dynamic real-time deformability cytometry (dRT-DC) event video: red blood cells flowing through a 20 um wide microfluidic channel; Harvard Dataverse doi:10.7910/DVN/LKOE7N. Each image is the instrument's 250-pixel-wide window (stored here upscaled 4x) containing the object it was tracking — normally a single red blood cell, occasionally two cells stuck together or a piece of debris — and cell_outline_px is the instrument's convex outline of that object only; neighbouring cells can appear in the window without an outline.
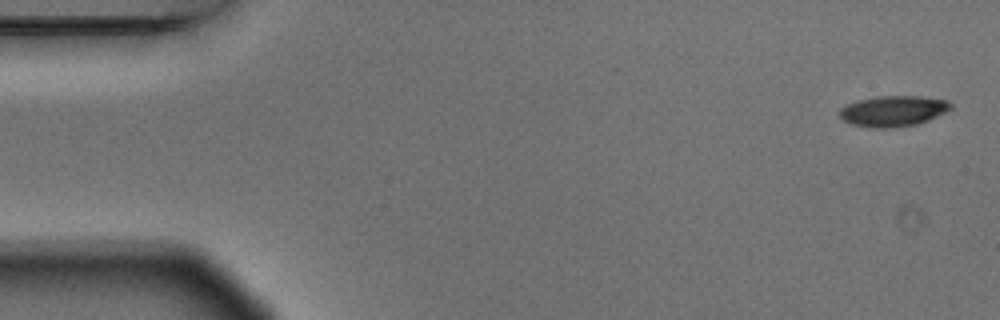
{"species": "Egyptian fruit bat (a non-hibernating species)", "species_latin": "Rousettus aegyptiacus", "temperature_condition": "warm", "stored_images_in_passage": 5, "camera_frame_rate_fps": 3000, "um_per_image_px": 0.085, "animal": {"sex": "male"}, "frame": {"image": 1, "passage_image": 1, "time_ms": 0.0, "image_size_px": [1000, 320], "cell_outline_px": [[952, 108], [928, 120], [916, 124], [892, 128], [872, 128], [852, 124], [844, 120], [840, 116], [840, 108], [856, 100], [876, 96], [920, 96], [948, 100], [952, 104]], "centroid_in_image_um": [75.92, 9.43], "position_along_channel_um": 9.1, "area_um2": 19.88}}
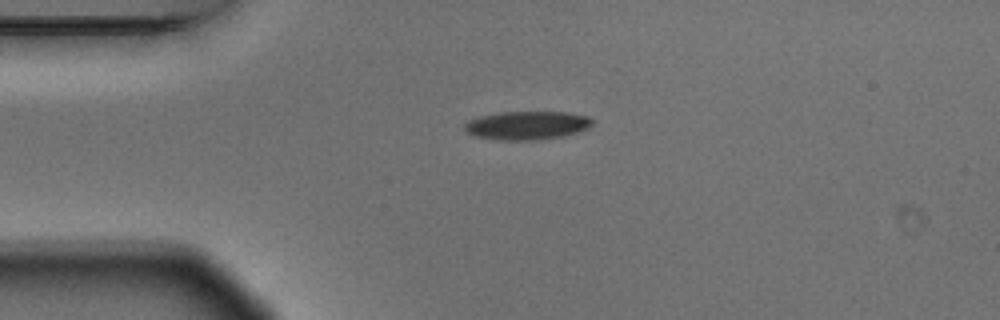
{"frame": {"image": 2, "passage_image": 4, "time_ms": 1.0, "image_size_px": [1000, 320], "cell_outline_px": [[596, 120], [588, 128], [580, 132], [560, 136], [532, 140], [500, 140], [476, 136], [464, 132], [464, 124], [468, 120], [480, 116], [500, 112], [564, 112], [588, 116]], "centroid_in_image_um": [44.79, 10.65], "position_along_channel_um": 40.2, "area_um2": 21.27}}